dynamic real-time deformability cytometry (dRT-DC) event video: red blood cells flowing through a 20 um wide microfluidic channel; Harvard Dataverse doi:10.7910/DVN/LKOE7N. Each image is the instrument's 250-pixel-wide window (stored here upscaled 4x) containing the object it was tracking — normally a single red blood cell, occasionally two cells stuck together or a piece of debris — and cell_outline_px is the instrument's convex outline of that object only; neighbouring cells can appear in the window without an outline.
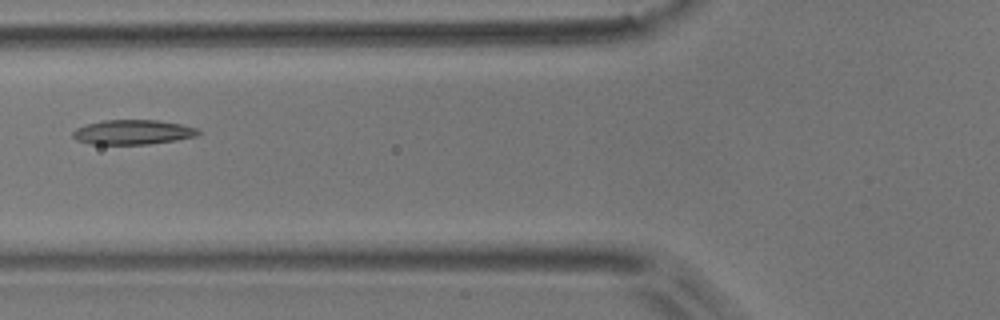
{"species": "common noctule bat (a hibernating species)", "species_latin": "Nyctalus noctula", "temperature_condition": "room temperature", "stored_images_in_passage": 5, "camera_frame_rate_fps": 3000, "um_per_image_px": 0.085, "animal": {"sex": "male", "body_mass_g": 17.9}, "frame": {"image": 1, "passage_image": 5, "time_ms": 1.333, "image_size_px": [1000, 320], "cell_outline_px": [[200, 132], [196, 136], [176, 140], [148, 144], [92, 144], [76, 140], [72, 136], [72, 132], [76, 128], [88, 124], [104, 120], [156, 120], [180, 124], [196, 128]], "centroid_in_image_um": [11.26, 11.23], "position_along_channel_um": 114.5, "area_um2": 17.86}}